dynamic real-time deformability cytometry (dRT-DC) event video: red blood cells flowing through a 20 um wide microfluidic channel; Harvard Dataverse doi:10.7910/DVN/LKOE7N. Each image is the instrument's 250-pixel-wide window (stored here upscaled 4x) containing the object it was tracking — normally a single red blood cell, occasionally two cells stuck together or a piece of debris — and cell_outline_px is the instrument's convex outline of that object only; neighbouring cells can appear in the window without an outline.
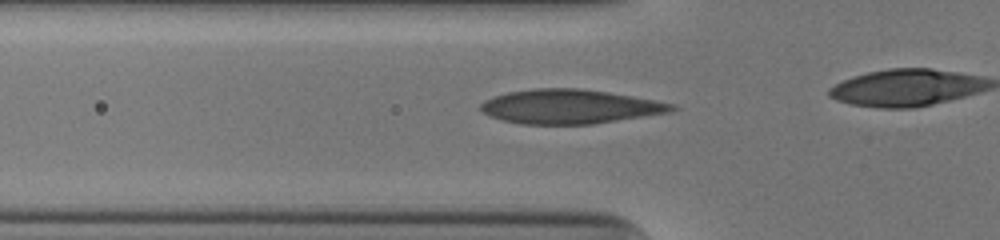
{"species": "human", "species_latin": "Homo sapiens", "temperature_condition": "cold", "stored_images_in_passage": 34, "camera_frame_rate_fps": 3000, "um_per_image_px": 0.085, "donor": {"sex": "male"}, "frame": {"image": 1, "passage_image": 11, "time_ms": 3.333, "image_size_px": [1000, 240], "cell_outline_px": [[680, 108], [668, 112], [592, 124], [520, 124], [504, 120], [492, 116], [484, 112], [480, 108], [480, 104], [484, 100], [508, 92], [532, 88], [576, 88], [604, 92], [652, 100], [672, 104]], "centroid_in_image_um": [48.38, 9.06], "position_along_channel_um": 77.4, "area_um2": 37.4}}
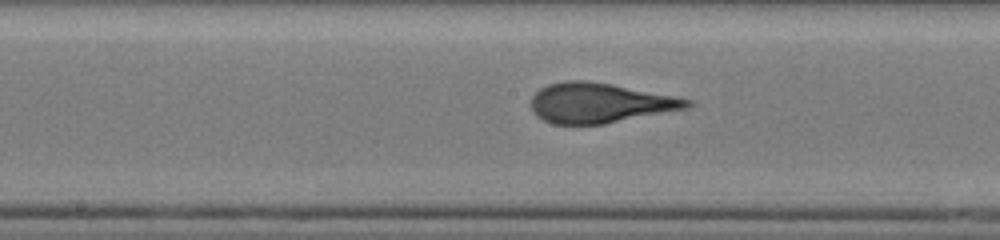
{"frame": {"image": 2, "passage_image": 20, "time_ms": 6.333, "image_size_px": [1000, 240], "cell_outline_px": [[692, 104], [688, 108], [604, 124], [552, 124], [536, 116], [532, 108], [532, 96], [540, 88], [548, 84], [568, 80], [584, 80], [608, 84], [672, 96], [692, 100]], "centroid_in_image_um": [50.93, 8.76], "position_along_channel_um": 197.3, "area_um2": 35.78}}
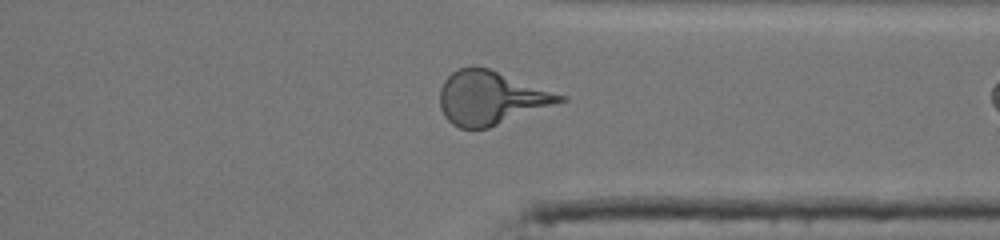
{"frame": {"image": 3, "passage_image": 33, "time_ms": 10.667, "image_size_px": [1000, 240], "cell_outline_px": [[568, 100], [488, 128], [460, 128], [452, 124], [444, 116], [440, 108], [440, 88], [444, 80], [452, 72], [460, 68], [472, 64], [488, 68], [568, 96]], "centroid_in_image_um": [41.72, 8.3], "position_along_channel_um": 369.7, "area_um2": 37.63}}